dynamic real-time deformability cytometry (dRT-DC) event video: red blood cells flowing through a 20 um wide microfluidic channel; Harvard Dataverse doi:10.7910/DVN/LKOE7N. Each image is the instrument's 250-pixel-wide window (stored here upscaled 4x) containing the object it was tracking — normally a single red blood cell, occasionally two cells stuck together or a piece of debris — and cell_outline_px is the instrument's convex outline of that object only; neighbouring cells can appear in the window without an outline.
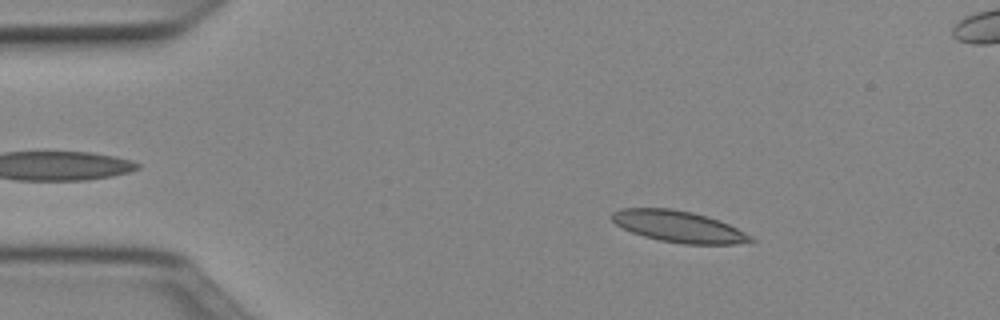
{"species": "Egyptian fruit bat (a non-hibernating species)", "species_latin": "Rousettus aegyptiacus", "temperature_condition": "cold", "stored_images_in_passage": 42, "camera_frame_rate_fps": 3000, "um_per_image_px": 0.085, "animal": {"sex": "female"}, "frame": {"image": 1, "passage_image": 7, "time_ms": 2.0, "image_size_px": [1000, 320], "cell_outline_px": [[756, 240], [732, 244], [684, 244], [660, 240], [644, 236], [632, 232], [616, 224], [612, 220], [612, 212], [620, 208], [672, 208], [692, 212], [708, 216], [728, 224], [752, 236]], "centroid_in_image_um": [57.67, 19.24], "position_along_channel_um": 27.3, "area_um2": 25.2}}
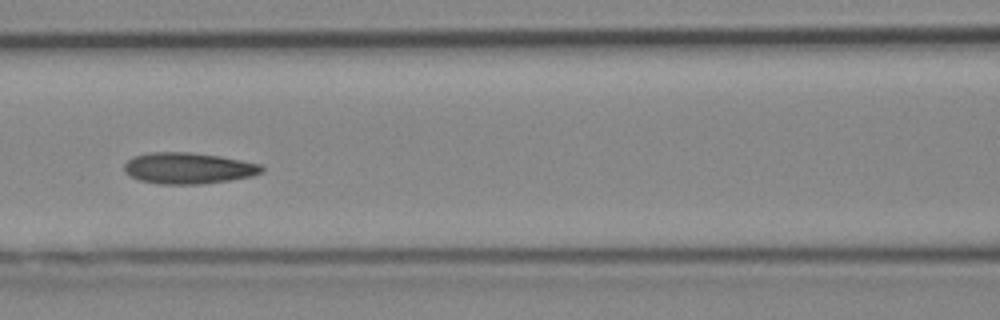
{"frame": {"image": 2, "passage_image": 21, "time_ms": 6.667, "image_size_px": [1000, 320], "cell_outline_px": [[264, 168], [260, 172], [252, 176], [204, 184], [160, 184], [140, 180], [124, 172], [124, 164], [132, 156], [148, 152], [188, 152], [220, 156], [260, 164]], "centroid_in_image_um": [15.96, 14.29], "position_along_channel_um": 150.6, "area_um2": 24.91}}
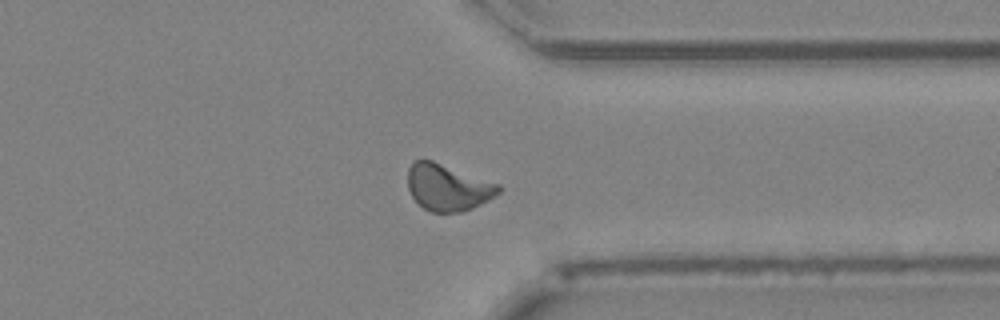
{"frame": {"image": 3, "passage_image": 38, "time_ms": 12.333, "image_size_px": [1000, 320], "cell_outline_px": [[500, 192], [488, 200], [472, 208], [460, 212], [432, 212], [424, 208], [412, 196], [408, 188], [408, 168], [416, 160], [432, 160], [500, 184]], "centroid_in_image_um": [38.07, 15.92], "position_along_channel_um": 373.3, "area_um2": 24.39}, "authors_computed_cell_mechanics": {"area_um2": 24.4205, "velocity_mm_per_s": 3.973, "shape_relaxation_time_tau1_ms": null, "shape_relaxation_time_tau2_ms": 3.3844, "deformation_change_tau1": null, "deformation_change_tau2": 0.0924}}